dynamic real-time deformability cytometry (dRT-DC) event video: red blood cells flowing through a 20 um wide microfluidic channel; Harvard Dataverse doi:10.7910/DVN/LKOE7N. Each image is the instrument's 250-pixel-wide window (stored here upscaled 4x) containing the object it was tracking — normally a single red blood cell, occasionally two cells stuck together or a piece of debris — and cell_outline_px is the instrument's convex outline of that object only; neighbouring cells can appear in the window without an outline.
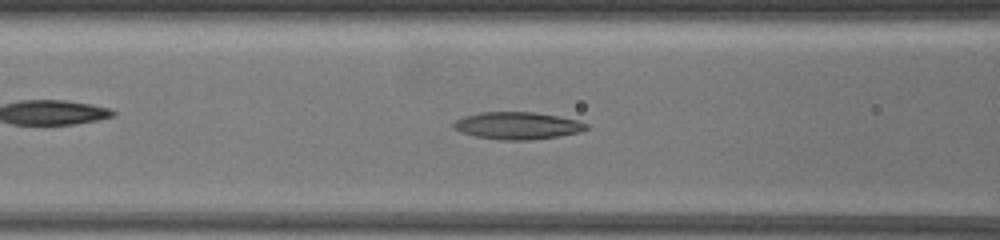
{"species": "common noctule bat (a hibernating species)", "species_latin": "Nyctalus noctula", "temperature_condition": "warm", "stored_images_in_passage": 10, "camera_frame_rate_fps": 3000, "um_per_image_px": 0.085, "animal": {"sex": "female", "body_mass_g": 19.5, "forearm_length_mm": 54.1}, "frame": {"image": 1, "passage_image": 10, "time_ms": 8.0, "image_size_px": [1000, 240], "cell_outline_px": [[588, 128], [580, 132], [560, 136], [532, 140], [500, 140], [476, 136], [452, 128], [452, 124], [456, 120], [464, 116], [480, 112], [532, 112], [556, 116], [576, 120], [588, 124]], "centroid_in_image_um": [43.98, 10.68], "position_along_channel_um": 122.6, "area_um2": 20.98}}